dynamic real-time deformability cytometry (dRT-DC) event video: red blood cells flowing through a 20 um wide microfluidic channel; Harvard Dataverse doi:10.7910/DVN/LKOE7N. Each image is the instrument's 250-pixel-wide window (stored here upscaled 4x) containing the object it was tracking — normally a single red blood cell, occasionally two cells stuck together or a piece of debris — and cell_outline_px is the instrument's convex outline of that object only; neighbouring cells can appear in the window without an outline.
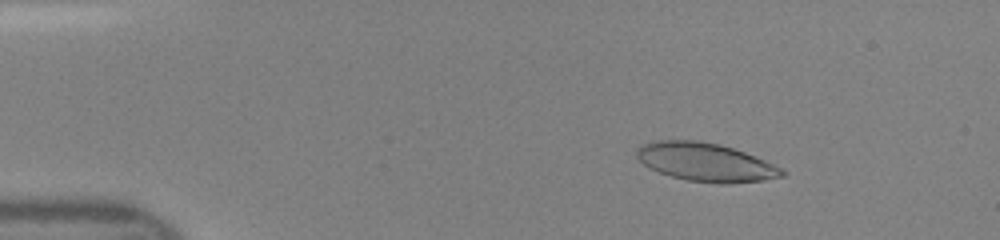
{"species": "human", "species_latin": "Homo sapiens", "temperature_condition": "room temperature", "stored_images_in_passage": 40, "camera_frame_rate_fps": 3000, "um_per_image_px": 0.085, "donor": {"sex": "female"}, "frame": {"image": 1, "passage_image": 7, "time_ms": 2.0, "image_size_px": [1000, 240], "cell_outline_px": [[788, 172], [784, 176], [764, 180], [728, 184], [720, 184], [688, 180], [672, 176], [660, 172], [644, 164], [636, 156], [636, 148], [640, 144], [656, 140], [700, 140], [720, 144], [744, 152], [784, 168]], "centroid_in_image_um": [60.0, 13.78], "position_along_channel_um": 25.0, "area_um2": 32.66}}
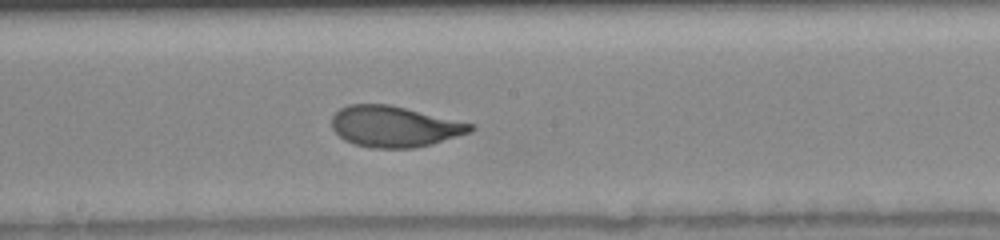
{"frame": {"image": 2, "passage_image": 26, "time_ms": 8.333, "image_size_px": [1000, 240], "cell_outline_px": [[476, 128], [472, 132], [432, 144], [412, 148], [372, 148], [356, 144], [344, 140], [332, 128], [332, 116], [340, 108], [348, 104], [388, 104], [476, 124]], "centroid_in_image_um": [33.56, 10.75], "position_along_channel_um": 214.6, "area_um2": 33.18}}
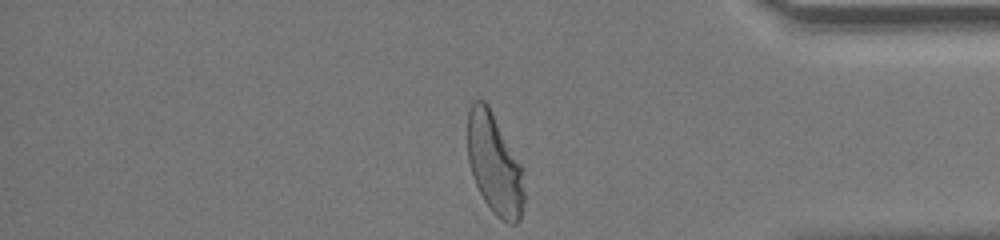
{"frame": {"image": 3, "passage_image": 40, "time_ms": 13.0, "image_size_px": [1000, 240], "cell_outline_px": [[524, 204], [520, 220], [516, 224], [508, 224], [500, 220], [492, 212], [484, 200], [472, 176], [468, 160], [468, 108], [472, 100], [484, 100], [488, 104], [520, 164], [524, 192]], "centroid_in_image_um": [42.01, 13.97], "position_along_channel_um": 393.2, "area_um2": 33.12}}